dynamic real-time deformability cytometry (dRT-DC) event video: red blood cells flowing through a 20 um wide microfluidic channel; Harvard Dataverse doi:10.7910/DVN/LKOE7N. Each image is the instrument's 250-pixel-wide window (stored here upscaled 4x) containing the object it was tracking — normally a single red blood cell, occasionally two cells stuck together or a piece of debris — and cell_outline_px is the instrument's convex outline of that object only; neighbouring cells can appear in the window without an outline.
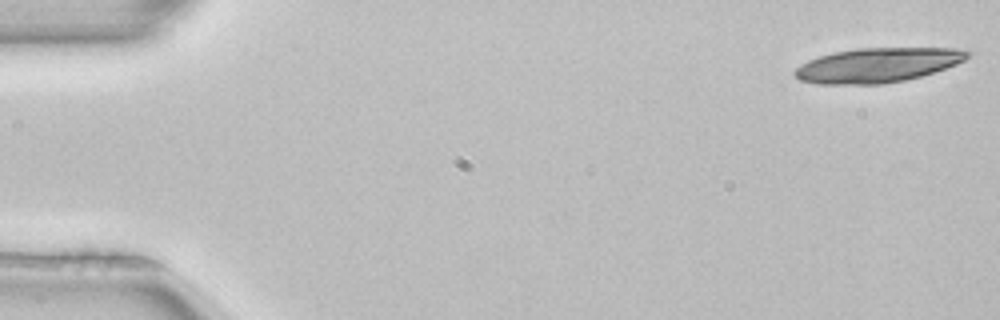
{"species": "common noctule bat (a hibernating species)", "species_latin": "Nyctalus noctula", "temperature_condition": "room temperature", "stored_images_in_passage": 12, "camera_frame_rate_fps": 3000, "um_per_image_px": 0.085, "animal": {"sex": "female", "body_mass_g": 22.7, "forearm_length_mm": 54.2}, "frame": {"image": 1, "passage_image": 1, "time_ms": 0.0, "image_size_px": [1000, 320], "cell_outline_px": [[972, 56], [956, 64], [920, 76], [904, 80], [884, 84], [816, 84], [800, 80], [792, 72], [800, 64], [808, 60], [820, 56], [836, 52], [856, 48], [956, 48], [972, 52]], "centroid_in_image_um": [74.58, 5.53], "position_along_channel_um": 10.4, "area_um2": 34.68}}